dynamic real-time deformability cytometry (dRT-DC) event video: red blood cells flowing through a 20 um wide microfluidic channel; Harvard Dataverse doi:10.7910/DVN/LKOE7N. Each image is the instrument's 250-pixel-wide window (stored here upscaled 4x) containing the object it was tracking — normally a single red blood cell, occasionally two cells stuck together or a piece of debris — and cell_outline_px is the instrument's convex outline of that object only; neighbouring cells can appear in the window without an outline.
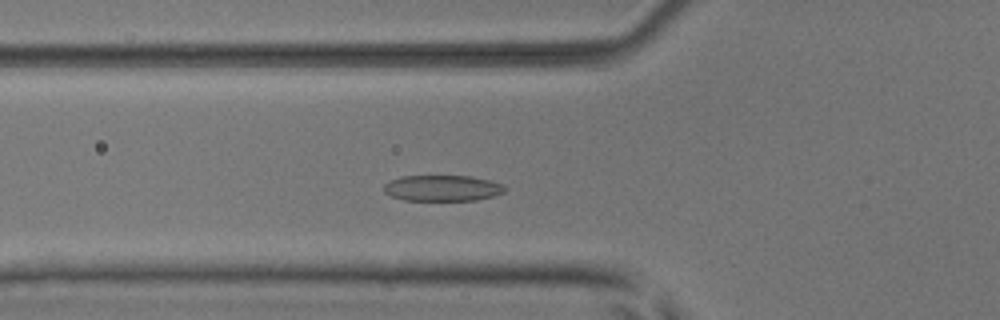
{"species": "common noctule bat (a hibernating species)", "species_latin": "Nyctalus noctula", "temperature_condition": "room temperature", "stored_images_in_passage": 46, "camera_frame_rate_fps": 3000, "um_per_image_px": 0.085, "animal": {"sex": "male", "body_mass_g": 17.9, "forearm_length_mm": 54.2}, "frame": {"image": 1, "passage_image": 13, "time_ms": 4.0, "image_size_px": [1000, 320], "cell_outline_px": [[504, 192], [492, 196], [476, 200], [404, 200], [392, 196], [384, 192], [384, 184], [392, 180], [404, 176], [468, 176], [488, 180], [500, 184], [504, 188]], "centroid_in_image_um": [37.57, 15.99], "position_along_channel_um": 88.2, "area_um2": 17.92}}
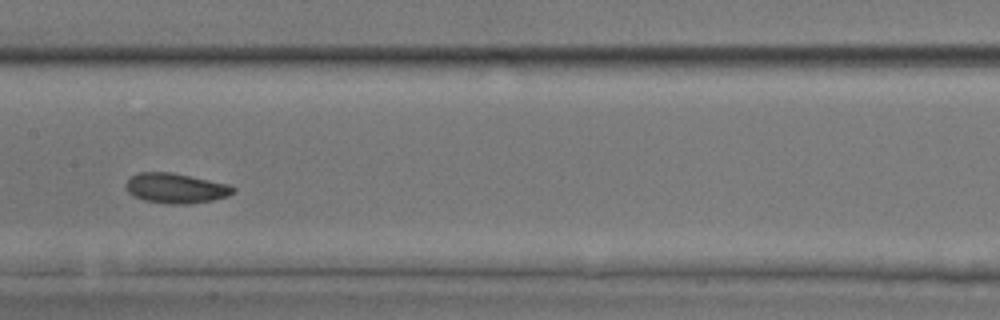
{"frame": {"image": 2, "passage_image": 21, "time_ms": 6.667, "image_size_px": [1000, 320], "cell_outline_px": [[236, 192], [228, 196], [212, 200], [188, 204], [168, 204], [144, 200], [128, 192], [124, 184], [132, 176], [140, 172], [172, 172], [228, 184], [236, 188]], "centroid_in_image_um": [14.96, 16.0], "position_along_channel_um": 192.4, "area_um2": 18.73}}
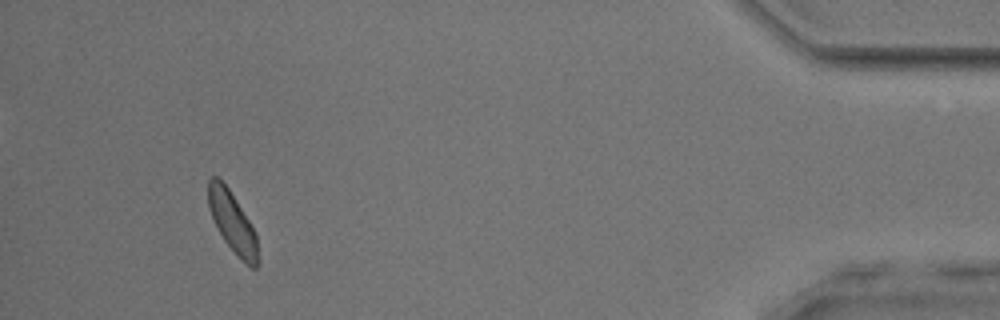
{"frame": {"image": 3, "passage_image": 43, "time_ms": 14.0, "image_size_px": [1000, 320], "cell_outline_px": [[260, 260], [256, 268], [252, 268], [224, 240], [208, 208], [208, 180], [212, 176], [216, 176], [228, 188], [256, 232]], "centroid_in_image_um": [19.78, 18.88], "position_along_channel_um": 415.4, "area_um2": 17.05}, "authors_computed_cell_mechanics": {"area_um2": 17.9758, "velocity_mm_per_s": 3.9202, "shape_relaxation_time_tau1_ms": 3.2849, "shape_relaxation_time_tau2_ms": 3.0724, "deformation_change_tau1": 0.0942, "deformation_change_tau2": 0.1053}}